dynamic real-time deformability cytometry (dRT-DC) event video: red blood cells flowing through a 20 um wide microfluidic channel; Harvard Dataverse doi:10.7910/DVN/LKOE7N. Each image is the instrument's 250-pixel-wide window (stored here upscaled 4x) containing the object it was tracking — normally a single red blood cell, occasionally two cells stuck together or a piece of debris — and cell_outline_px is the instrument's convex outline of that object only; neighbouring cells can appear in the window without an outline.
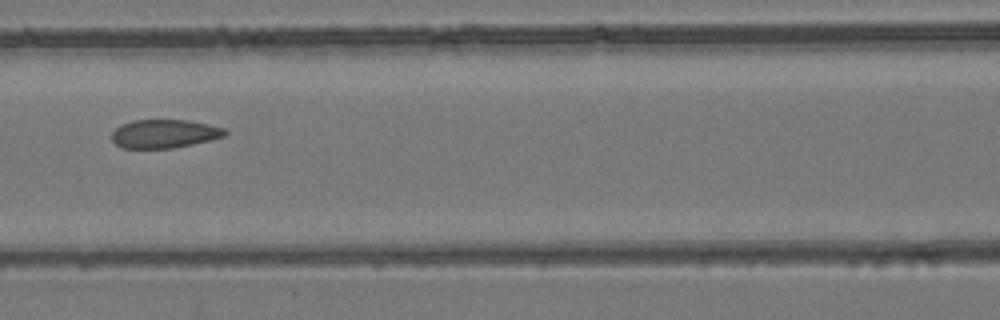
{"species": "common noctule bat (a hibernating species)", "species_latin": "Nyctalus noctula", "temperature_condition": "room temperature", "stored_images_in_passage": 5, "camera_frame_rate_fps": 3000, "um_per_image_px": 0.085, "animal": {"sex": "female", "body_mass_g": 24.6, "forearm_length_mm": 56.2}, "frame": {"image": 1, "passage_image": 5, "time_ms": 1.333, "image_size_px": [1000, 320], "cell_outline_px": [[228, 132], [224, 136], [212, 140], [172, 148], [120, 148], [112, 140], [112, 132], [120, 124], [132, 120], [188, 120], [208, 124], [224, 128]], "centroid_in_image_um": [13.96, 11.36], "position_along_channel_um": 152.6, "area_um2": 18.9}}